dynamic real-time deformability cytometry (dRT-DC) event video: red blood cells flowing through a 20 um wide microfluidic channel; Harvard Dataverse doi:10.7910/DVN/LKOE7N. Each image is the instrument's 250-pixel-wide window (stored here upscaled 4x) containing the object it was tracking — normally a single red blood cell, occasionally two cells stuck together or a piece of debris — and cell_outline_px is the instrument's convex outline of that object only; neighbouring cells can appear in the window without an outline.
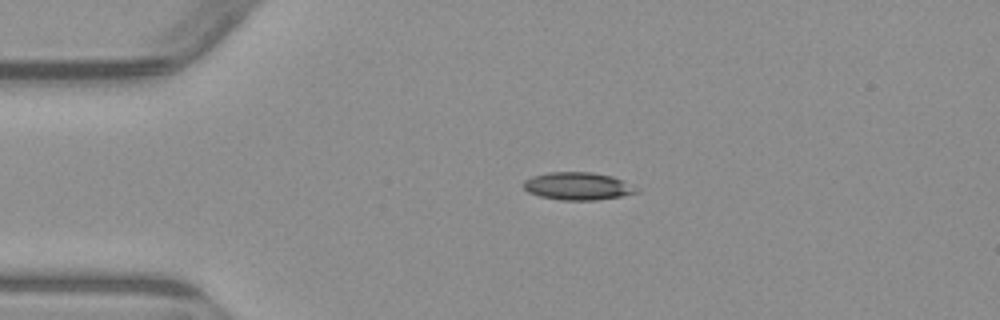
{"species": "common noctule bat (a hibernating species)", "species_latin": "Nyctalus noctula", "temperature_condition": "warm", "stored_images_in_passage": 3, "camera_frame_rate_fps": 3000, "um_per_image_px": 0.085, "animal": {"sex": "male", "body_mass_g": 23.1, "forearm_length_mm": 52.7}, "frame": {"image": 1, "passage_image": 2, "time_ms": 2.0, "image_size_px": [1000, 320], "cell_outline_px": [[640, 192], [620, 196], [596, 200], [560, 200], [540, 196], [528, 192], [524, 188], [524, 180], [532, 176], [548, 172], [592, 172], [612, 176], [620, 180]], "centroid_in_image_um": [49.04, 15.82], "position_along_channel_um": 36.0, "area_um2": 17.92}}